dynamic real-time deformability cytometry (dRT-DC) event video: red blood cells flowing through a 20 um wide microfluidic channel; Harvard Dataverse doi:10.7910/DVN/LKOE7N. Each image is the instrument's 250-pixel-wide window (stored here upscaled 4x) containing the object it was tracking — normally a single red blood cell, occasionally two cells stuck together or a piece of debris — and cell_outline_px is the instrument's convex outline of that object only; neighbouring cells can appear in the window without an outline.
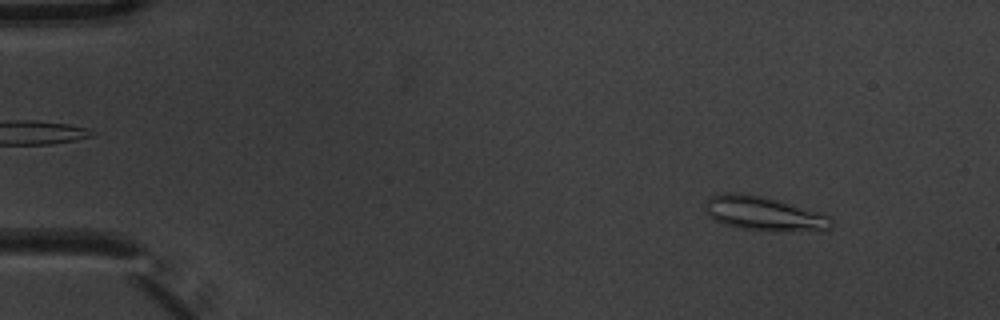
{"species": "common noctule bat (a hibernating species)", "species_latin": "Nyctalus noctula", "temperature_condition": "warm", "stored_images_in_passage": 3, "camera_frame_rate_fps": 3000, "um_per_image_px": 0.085, "animal": {"sex": "male", "body_mass_g": 20.1, "forearm_length_mm": 53.5}, "frame": {"image": 1, "passage_image": 1, "time_ms": 0.0, "image_size_px": [1000, 320], "cell_outline_px": [[832, 228], [820, 232], [740, 228], [724, 224], [708, 216], [704, 208], [704, 204], [712, 196], [724, 192], [740, 192], [760, 196], [824, 212], [832, 216]], "centroid_in_image_um": [65.0, 18.15], "position_along_channel_um": 20.0, "area_um2": 25.26}}
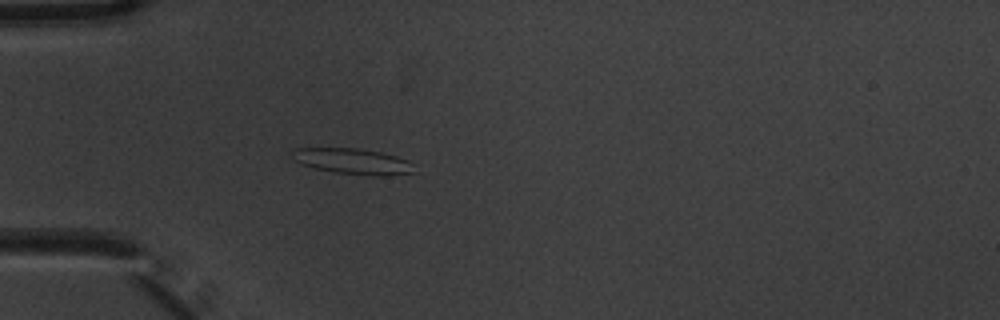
{"frame": {"image": 2, "passage_image": 3, "time_ms": 0.667, "image_size_px": [1000, 320], "cell_outline_px": [[416, 172], [388, 176], [372, 176], [336, 172], [316, 168], [300, 164], [292, 160], [288, 152], [296, 148], [356, 148], [380, 152], [396, 156], [408, 160], [416, 164]], "centroid_in_image_um": [30.0, 13.71], "position_along_channel_um": 55.0, "area_um2": 18.73}}